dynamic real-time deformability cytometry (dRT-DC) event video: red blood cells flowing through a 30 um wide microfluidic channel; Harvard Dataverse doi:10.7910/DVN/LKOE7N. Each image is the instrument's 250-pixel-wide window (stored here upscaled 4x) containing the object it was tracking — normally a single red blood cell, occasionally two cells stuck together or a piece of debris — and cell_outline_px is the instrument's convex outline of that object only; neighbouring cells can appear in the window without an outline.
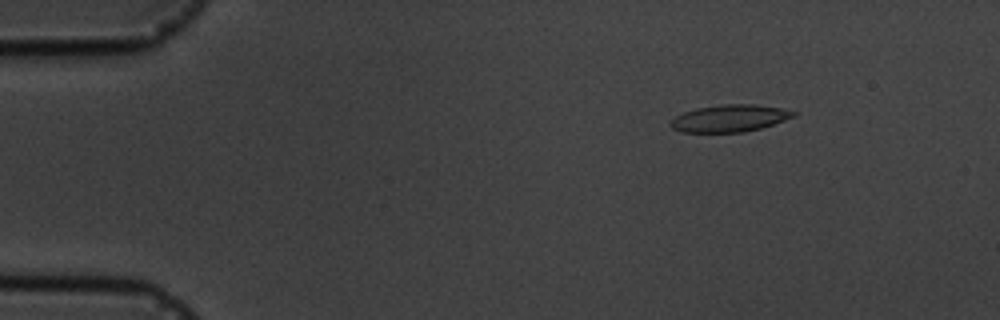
{"species": "common noctule bat (a hibernating species)", "species_latin": "Nyctalus noctula", "temperature_condition": "cold", "stored_images_in_passage": 9, "camera_frame_rate_fps": 3000, "um_per_image_px": 0.085, "animal": {"sex": "male", "body_mass_g": 19.5, "forearm_length_mm": 54.6}, "frame": {"image": 1, "passage_image": 2, "time_ms": 1.333, "image_size_px": [1000, 320], "cell_outline_px": [[796, 116], [760, 128], [744, 132], [684, 132], [672, 128], [668, 124], [676, 116], [684, 112], [696, 108], [720, 104], [756, 104], [780, 108], [796, 112]], "centroid_in_image_um": [62.0, 10.05], "position_along_channel_um": 23.0, "area_um2": 19.31}}
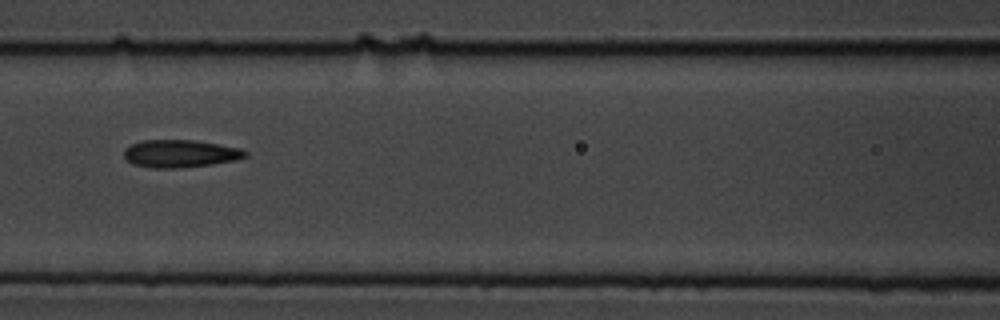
{"frame": {"image": 2, "passage_image": 7, "time_ms": 7.0, "image_size_px": [1000, 320], "cell_outline_px": [[248, 156], [236, 160], [212, 164], [180, 168], [152, 168], [132, 164], [124, 156], [124, 148], [132, 144], [144, 140], [196, 140], [240, 148], [248, 152]], "centroid_in_image_um": [15.33, 13.06], "position_along_channel_um": 151.3, "area_um2": 19.59}}
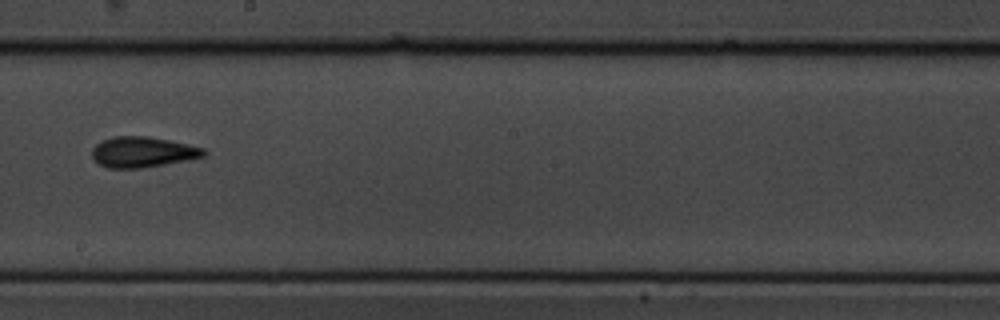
{"frame": {"image": 3, "passage_image": 9, "time_ms": 9.333, "image_size_px": [1000, 320], "cell_outline_px": [[208, 152], [204, 156], [188, 160], [140, 168], [108, 168], [100, 164], [92, 156], [92, 148], [96, 144], [104, 140], [116, 136], [148, 136], [168, 140], [204, 148]], "centroid_in_image_um": [12.14, 12.92], "position_along_channel_um": 236.1, "area_um2": 19.71}}